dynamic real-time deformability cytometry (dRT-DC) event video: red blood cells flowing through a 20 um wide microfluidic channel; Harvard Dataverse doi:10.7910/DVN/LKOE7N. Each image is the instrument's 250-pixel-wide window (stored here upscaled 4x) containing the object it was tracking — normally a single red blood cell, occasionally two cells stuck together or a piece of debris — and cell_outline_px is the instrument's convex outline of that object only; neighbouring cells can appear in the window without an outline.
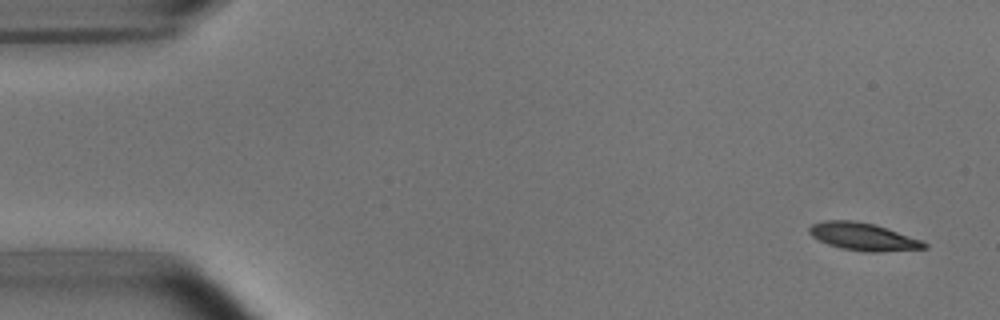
{"species": "common noctule bat (a hibernating species)", "species_latin": "Nyctalus noctula", "temperature_condition": "room temperature", "stored_images_in_passage": 4, "camera_frame_rate_fps": 3000, "um_per_image_px": 0.085, "animal": {"sex": "male", "body_mass_g": 15.6}, "frame": {"image": 1, "passage_image": 1, "time_ms": 0.0, "image_size_px": [1000, 320], "cell_outline_px": [[928, 248], [880, 252], [868, 252], [840, 248], [828, 244], [812, 236], [808, 232], [808, 228], [812, 224], [824, 220], [852, 220], [876, 224], [920, 240], [928, 244]], "centroid_in_image_um": [73.35, 20.11], "position_along_channel_um": 11.6, "area_um2": 18.44}}
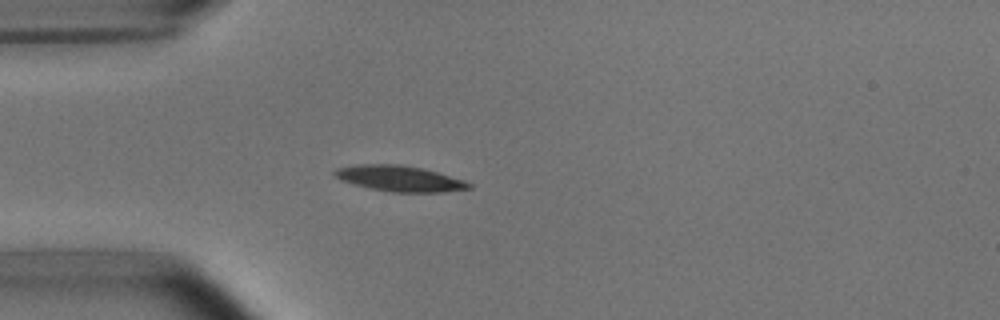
{"frame": {"image": 2, "passage_image": 4, "time_ms": 4.0, "image_size_px": [1000, 320], "cell_outline_px": [[472, 188], [444, 192], [392, 192], [368, 188], [352, 184], [340, 180], [332, 172], [336, 168], [356, 164], [400, 164], [420, 168], [436, 172], [464, 180], [472, 184]], "centroid_in_image_um": [33.93, 15.17], "position_along_channel_um": 51.1, "area_um2": 20.17}}